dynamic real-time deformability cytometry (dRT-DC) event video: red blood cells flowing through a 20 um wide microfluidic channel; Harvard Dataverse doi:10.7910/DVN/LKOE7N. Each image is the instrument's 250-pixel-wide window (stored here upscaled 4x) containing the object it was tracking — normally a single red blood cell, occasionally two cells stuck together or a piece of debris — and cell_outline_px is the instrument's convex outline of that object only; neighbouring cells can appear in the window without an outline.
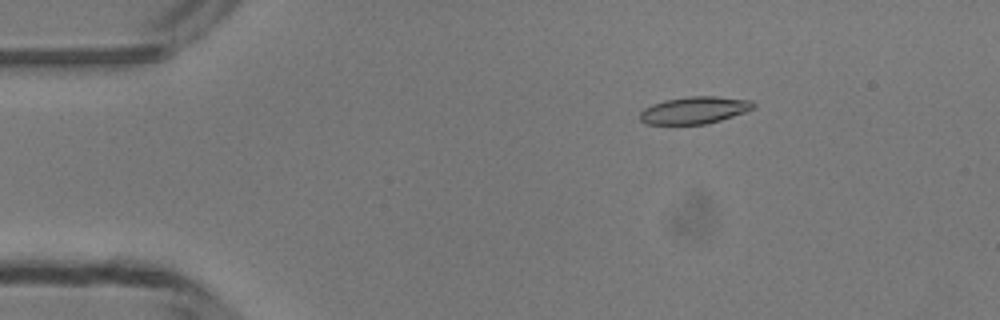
{"species": "common noctule bat (a hibernating species)", "species_latin": "Nyctalus noctula", "temperature_condition": "room temperature", "stored_images_in_passage": 49, "camera_frame_rate_fps": 3000, "um_per_image_px": 0.085, "animal": {"sex": "male", "body_mass_g": 13.3}, "frame": {"image": 1, "passage_image": 8, "time_ms": 2.333, "image_size_px": [1000, 320], "cell_outline_px": [[756, 108], [720, 120], [704, 124], [644, 124], [640, 120], [640, 112], [644, 108], [652, 104], [664, 100], [688, 96], [716, 96], [752, 100], [756, 104]], "centroid_in_image_um": [59.03, 9.35], "position_along_channel_um": 26.0, "area_um2": 18.03}}
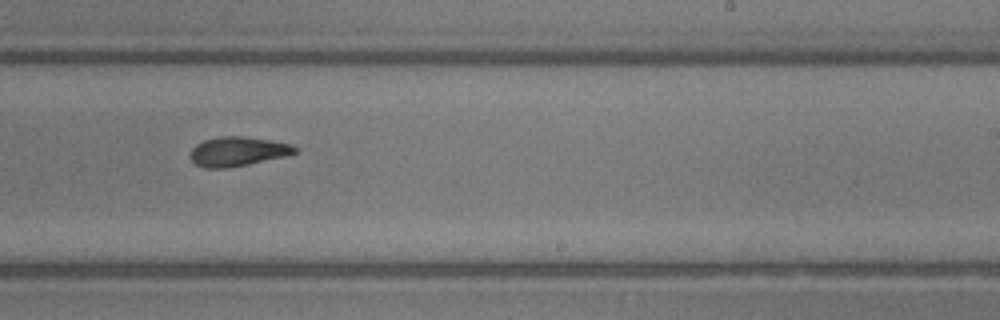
{"frame": {"image": 2, "passage_image": 30, "time_ms": 9.667, "image_size_px": [1000, 320], "cell_outline_px": [[300, 148], [296, 152], [284, 156], [248, 164], [228, 168], [204, 168], [196, 164], [188, 156], [192, 148], [196, 144], [204, 140], [220, 136], [244, 136], [292, 144]], "centroid_in_image_um": [20.18, 12.87], "position_along_channel_um": 268.8, "area_um2": 17.92}}
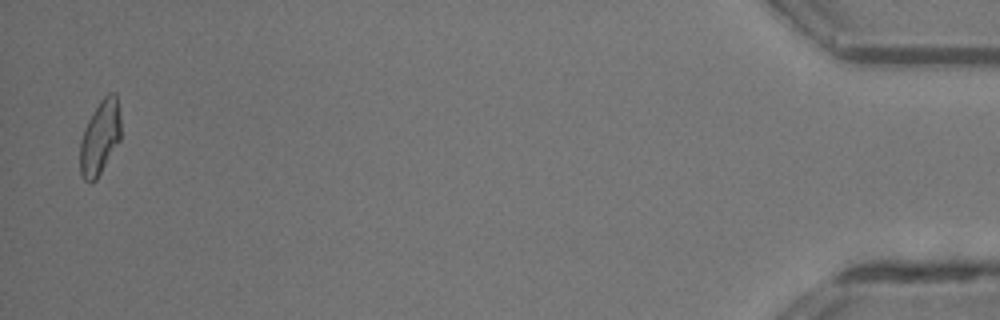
{"frame": {"image": 3, "passage_image": 48, "time_ms": 15.667, "image_size_px": [1000, 320], "cell_outline_px": [[120, 140], [96, 180], [88, 184], [84, 180], [80, 172], [80, 140], [84, 128], [88, 120], [100, 100], [108, 92], [116, 92], [120, 116]], "centroid_in_image_um": [8.49, 11.68], "position_along_channel_um": 426.7, "area_um2": 17.74}, "authors_computed_cell_mechanics": {"area_um2": 17.9758, "velocity_mm_per_s": 4.2159, "shape_relaxation_time_tau1_ms": 11.2287, "shape_relaxation_time_tau2_ms": 6.7371, "deformation_change_tau1": 0.3105, "deformation_change_tau2": 0.156}}